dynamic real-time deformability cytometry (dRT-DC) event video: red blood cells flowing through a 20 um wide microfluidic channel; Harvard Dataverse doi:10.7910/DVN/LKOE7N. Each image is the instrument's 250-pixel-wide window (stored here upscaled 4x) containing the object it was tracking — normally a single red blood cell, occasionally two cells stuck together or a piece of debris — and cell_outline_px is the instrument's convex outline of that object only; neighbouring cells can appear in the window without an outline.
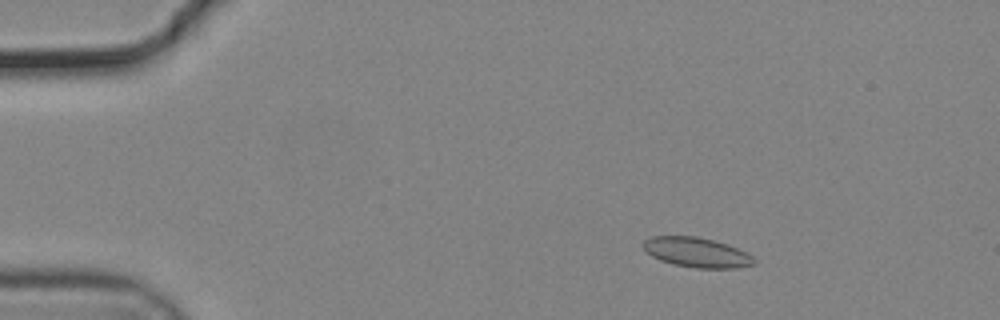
{"species": "common noctule bat (a hibernating species)", "species_latin": "Nyctalus noctula", "temperature_condition": "cold", "stored_images_in_passage": 56, "camera_frame_rate_fps": 3000, "um_per_image_px": 0.085, "animal": {"sex": "male", "body_mass_g": 19.2, "forearm_length_mm": 51.8}, "frame": {"image": 1, "passage_image": 9, "time_ms": 2.667, "image_size_px": [1000, 320], "cell_outline_px": [[756, 264], [736, 268], [696, 268], [676, 264], [660, 260], [652, 256], [640, 244], [644, 240], [652, 236], [696, 236], [712, 240], [736, 248], [752, 256], [756, 260]], "centroid_in_image_um": [59.2, 21.45], "position_along_channel_um": 25.8, "area_um2": 19.02}}
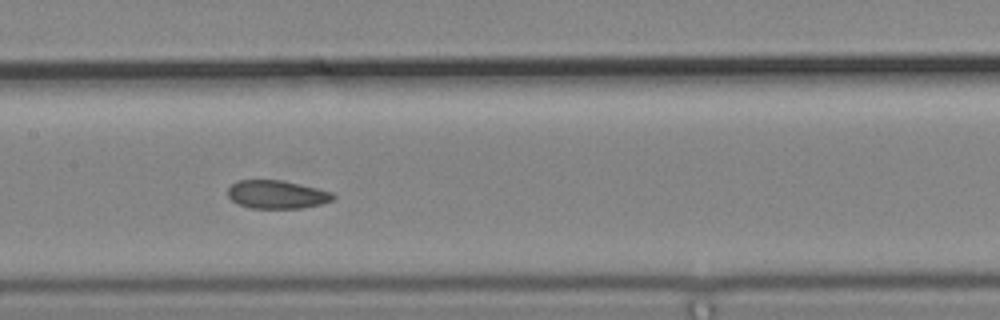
{"frame": {"image": 2, "passage_image": 28, "time_ms": 9.0, "image_size_px": [1000, 320], "cell_outline_px": [[336, 196], [332, 200], [320, 204], [300, 208], [252, 208], [236, 204], [228, 196], [228, 188], [236, 180], [280, 180], [316, 188], [332, 192]], "centroid_in_image_um": [23.5, 16.53], "position_along_channel_um": 183.9, "area_um2": 17.22}}
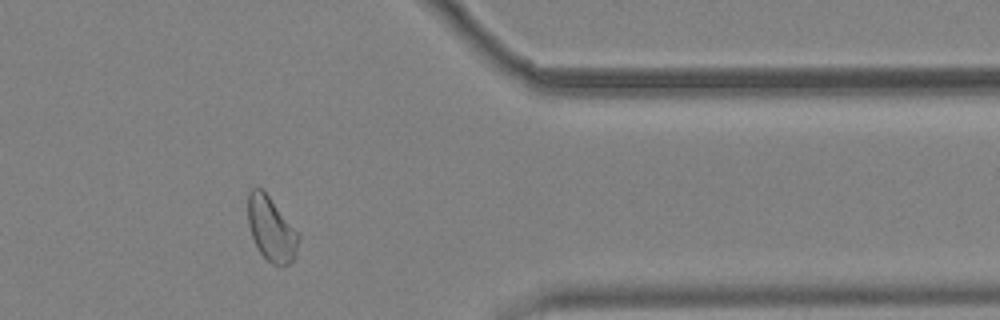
{"frame": {"image": 3, "passage_image": 46, "time_ms": 15.0, "image_size_px": [1000, 320], "cell_outline_px": [[300, 236], [292, 260], [288, 264], [272, 264], [260, 252], [252, 236], [248, 224], [248, 192], [252, 188], [260, 188], [268, 196]], "centroid_in_image_um": [23.02, 19.45], "position_along_channel_um": 388.4, "area_um2": 18.15}, "authors_computed_cell_mechanics": {"area_um2": 18.6116, "velocity_mm_per_s": 3.6938, "shape_relaxation_time_tau1_ms": 6.988, "shape_relaxation_time_tau2_ms": 2.9455, "deformation_change_tau1": 0.0951, "deformation_change_tau2": 0.0673}}